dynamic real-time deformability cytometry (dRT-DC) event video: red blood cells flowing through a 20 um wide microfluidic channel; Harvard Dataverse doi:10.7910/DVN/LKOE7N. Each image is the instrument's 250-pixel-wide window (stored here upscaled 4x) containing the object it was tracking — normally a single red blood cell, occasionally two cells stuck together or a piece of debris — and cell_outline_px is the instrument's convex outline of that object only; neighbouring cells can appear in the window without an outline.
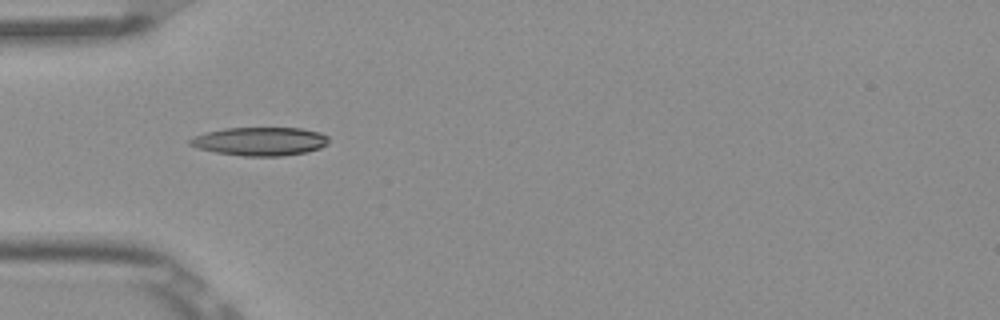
{"species": "Egyptian fruit bat (a non-hibernating species)", "species_latin": "Rousettus aegyptiacus", "temperature_condition": "room temperature", "stored_images_in_passage": 37, "camera_frame_rate_fps": 3000, "um_per_image_px": 0.085, "frame": {"image": 1, "passage_image": 1, "time_ms": 0.0, "image_size_px": [1000, 320], "cell_outline_px": [[328, 144], [320, 148], [308, 152], [280, 156], [244, 156], [216, 152], [196, 148], [188, 144], [188, 140], [196, 136], [208, 132], [224, 128], [300, 128], [320, 132], [328, 136]], "centroid_in_image_um": [22.12, 12.02], "position_along_channel_um": 62.9, "area_um2": 23.0}}
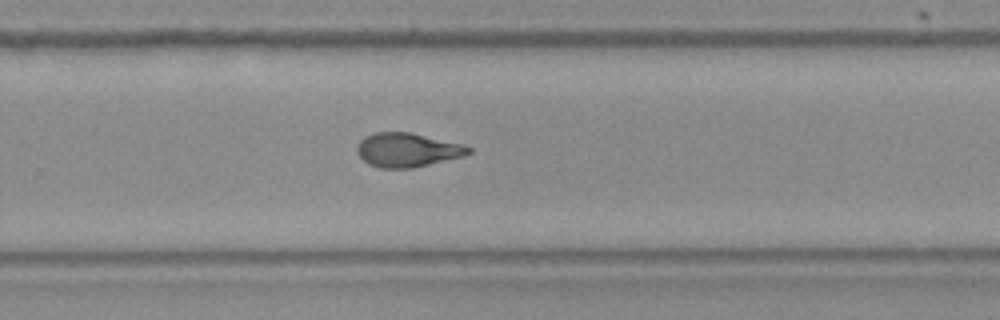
{"frame": {"image": 2, "passage_image": 19, "time_ms": 6.0, "image_size_px": [1000, 320], "cell_outline_px": [[472, 152], [464, 156], [412, 168], [380, 168], [368, 164], [356, 152], [356, 148], [360, 140], [364, 136], [376, 132], [412, 132], [464, 144], [472, 148]], "centroid_in_image_um": [34.64, 12.73], "position_along_channel_um": 295.2, "area_um2": 22.31}}
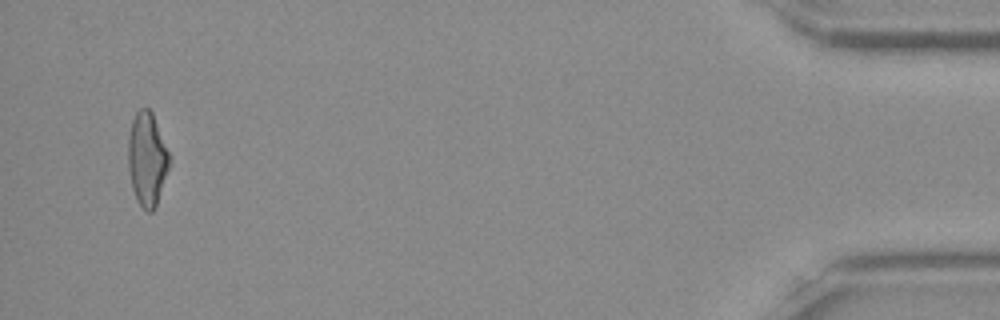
{"frame": {"image": 3, "passage_image": 35, "time_ms": 11.333, "image_size_px": [1000, 320], "cell_outline_px": [[172, 156], [156, 204], [152, 212], [148, 212], [136, 200], [132, 188], [128, 168], [128, 136], [132, 120], [136, 112], [140, 108], [148, 108], [152, 112]], "centroid_in_image_um": [12.5, 13.48], "position_along_channel_um": 422.7, "area_um2": 22.54}, "authors_computed_cell_mechanics": {"area_um2": 22.3108, "velocity_mm_per_s": 3.8945, "shape_relaxation_time_tau1_ms": 10.2471, "shape_relaxation_time_tau2_ms": 2.1971, "deformation_change_tau1": 0.2675, "deformation_change_tau2": 0.1046}}